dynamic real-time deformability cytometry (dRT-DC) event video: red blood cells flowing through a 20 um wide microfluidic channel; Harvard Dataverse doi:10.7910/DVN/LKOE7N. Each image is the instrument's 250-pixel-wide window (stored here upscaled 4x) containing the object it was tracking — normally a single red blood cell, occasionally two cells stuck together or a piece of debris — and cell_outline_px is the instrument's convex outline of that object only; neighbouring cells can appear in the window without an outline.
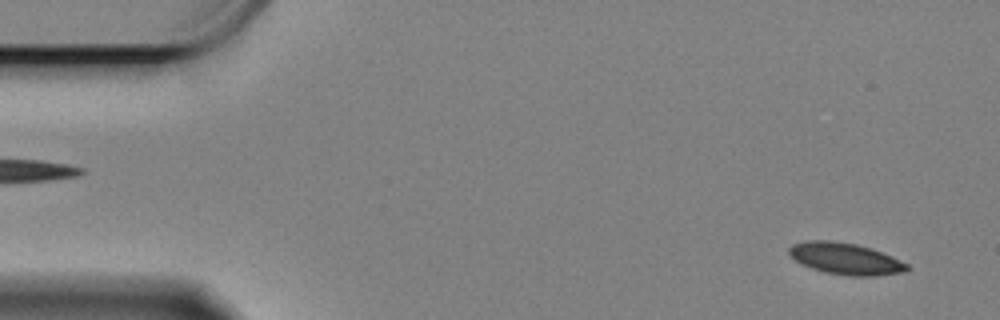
{"species": "Egyptian fruit bat (a non-hibernating species)", "species_latin": "Rousettus aegyptiacus", "temperature_condition": "cold", "stored_images_in_passage": 60, "camera_frame_rate_fps": 3000, "um_per_image_px": 0.085, "animal": {"sex": "female"}, "frame": {"image": 1, "passage_image": 4, "time_ms": 1.0, "image_size_px": [1000, 320], "cell_outline_px": [[908, 268], [904, 272], [876, 276], [848, 276], [824, 272], [800, 264], [788, 252], [788, 248], [792, 244], [808, 240], [828, 240], [856, 244], [880, 252], [908, 264]], "centroid_in_image_um": [71.82, 21.99], "position_along_channel_um": 13.2, "area_um2": 21.5}}
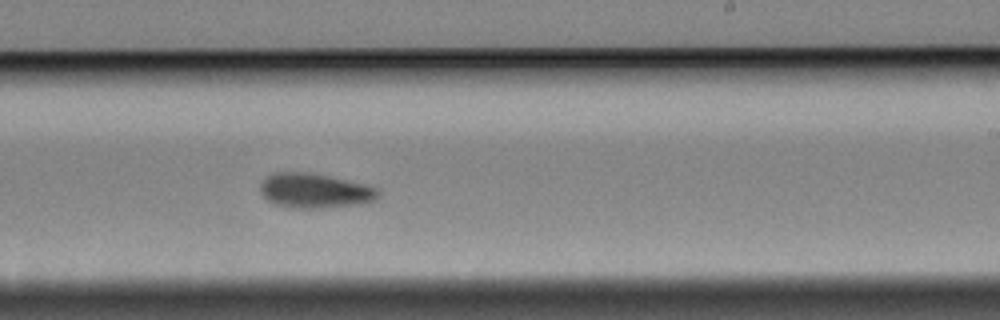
{"frame": {"image": 2, "passage_image": 36, "time_ms": 11.667, "image_size_px": [1000, 320], "cell_outline_px": [[380, 196], [376, 200], [360, 204], [320, 208], [288, 208], [276, 204], [268, 200], [260, 192], [260, 184], [272, 172], [308, 172], [328, 176], [364, 184], [376, 188], [380, 192]], "centroid_in_image_um": [26.75, 16.22], "position_along_channel_um": 262.3, "area_um2": 23.81}}
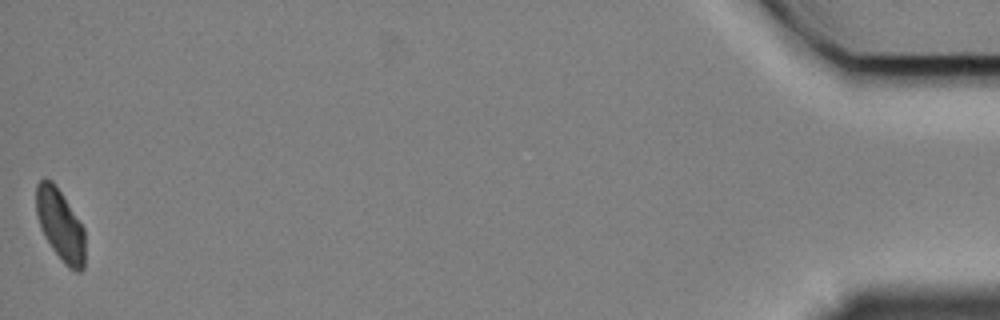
{"frame": {"image": 3, "passage_image": 60, "time_ms": 19.667, "image_size_px": [1000, 320], "cell_outline_px": [[84, 268], [80, 272], [76, 272], [68, 268], [64, 264], [52, 248], [44, 236], [36, 212], [36, 184], [44, 176], [52, 180], [84, 228]], "centroid_in_image_um": [5.11, 19.13], "position_along_channel_um": 430.1, "area_um2": 20.23}, "authors_computed_cell_mechanics": {"area_um2": 22.3397, "velocity_mm_per_s": 3.2978, "shape_relaxation_time_tau1_ms": 5.7465, "shape_relaxation_time_tau2_ms": 5.6026, "deformation_change_tau1": 0.1189, "deformation_change_tau2": 0.0953}}